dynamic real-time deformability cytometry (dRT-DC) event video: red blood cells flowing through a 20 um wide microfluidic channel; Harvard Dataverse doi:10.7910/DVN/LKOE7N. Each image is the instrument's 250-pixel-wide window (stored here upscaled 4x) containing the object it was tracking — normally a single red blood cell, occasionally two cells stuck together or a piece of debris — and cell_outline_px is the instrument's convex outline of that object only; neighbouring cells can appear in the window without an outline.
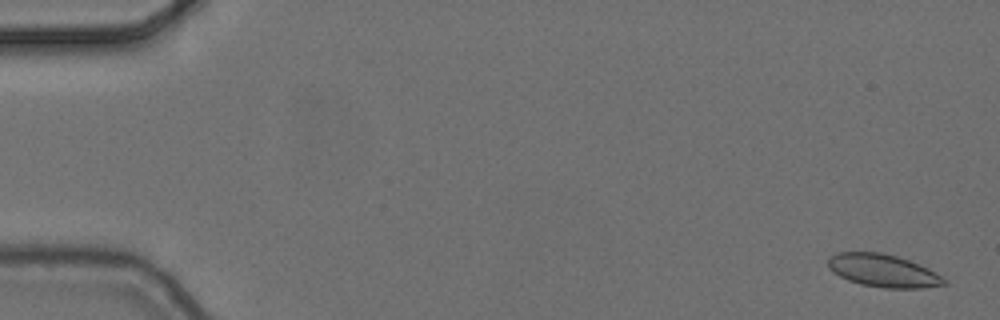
{"species": "common noctule bat (a hibernating species)", "species_latin": "Nyctalus noctula", "temperature_condition": "cold", "stored_images_in_passage": 5, "camera_frame_rate_fps": 3000, "um_per_image_px": 0.085, "animal": {"sex": "female", "body_mass_g": 24.6, "forearm_length_mm": 56.2}, "frame": {"image": 1, "passage_image": 1, "time_ms": 0.0, "image_size_px": [1000, 320], "cell_outline_px": [[948, 284], [920, 288], [884, 288], [860, 284], [848, 280], [832, 272], [828, 268], [828, 256], [836, 252], [880, 252], [896, 256], [908, 260], [928, 268], [948, 280]], "centroid_in_image_um": [75.04, 23.0], "position_along_channel_um": 10.0, "area_um2": 22.25}}
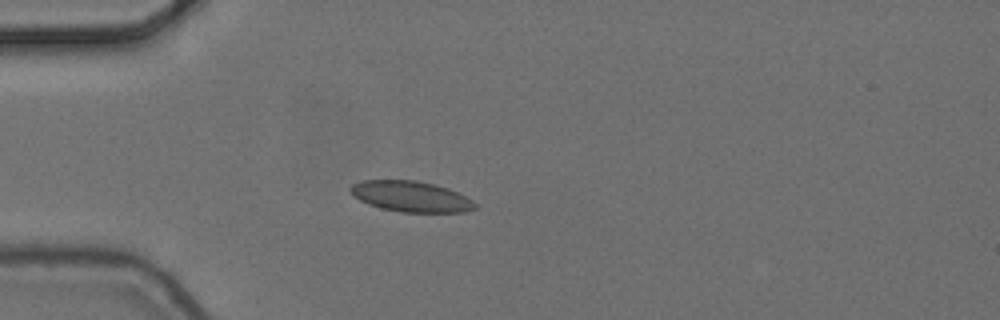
{"frame": {"image": 2, "passage_image": 5, "time_ms": 1.333, "image_size_px": [1000, 320], "cell_outline_px": [[476, 208], [464, 212], [400, 212], [380, 208], [368, 204], [352, 196], [348, 188], [352, 184], [364, 180], [416, 180], [448, 188], [472, 200], [476, 204]], "centroid_in_image_um": [34.88, 16.7], "position_along_channel_um": 50.1, "area_um2": 22.31}}